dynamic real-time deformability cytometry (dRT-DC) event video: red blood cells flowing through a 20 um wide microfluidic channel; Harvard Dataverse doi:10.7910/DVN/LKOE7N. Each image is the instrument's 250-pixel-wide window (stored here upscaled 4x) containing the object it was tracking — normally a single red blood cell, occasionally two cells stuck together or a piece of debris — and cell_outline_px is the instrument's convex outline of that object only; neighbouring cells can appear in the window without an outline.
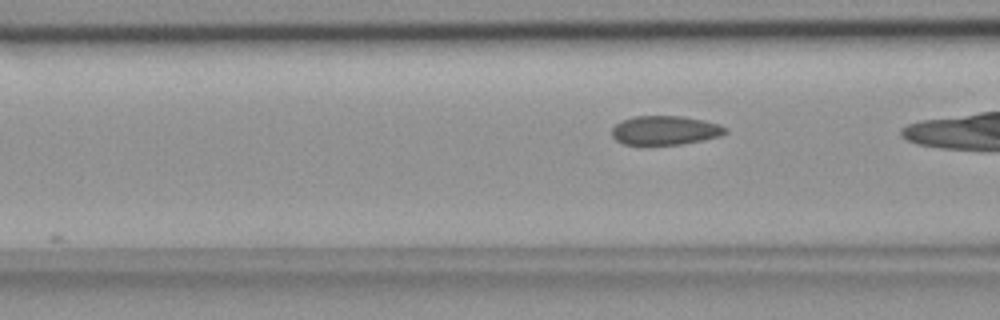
{"species": "common noctule bat (a hibernating species)", "species_latin": "Nyctalus noctula", "temperature_condition": "room temperature", "stored_images_in_passage": 8, "camera_frame_rate_fps": 3000, "um_per_image_px": 0.085, "animal": {"sex": "female", "body_mass_g": 18.4}, "frame": {"image": 1, "passage_image": 8, "time_ms": 2.333, "image_size_px": [1000, 320], "cell_outline_px": [[728, 132], [720, 136], [704, 140], [680, 144], [624, 144], [616, 140], [612, 136], [612, 128], [620, 120], [632, 116], [684, 116], [704, 120], [720, 124], [728, 128]], "centroid_in_image_um": [56.55, 11.06], "position_along_channel_um": 110.0, "area_um2": 19.36}}